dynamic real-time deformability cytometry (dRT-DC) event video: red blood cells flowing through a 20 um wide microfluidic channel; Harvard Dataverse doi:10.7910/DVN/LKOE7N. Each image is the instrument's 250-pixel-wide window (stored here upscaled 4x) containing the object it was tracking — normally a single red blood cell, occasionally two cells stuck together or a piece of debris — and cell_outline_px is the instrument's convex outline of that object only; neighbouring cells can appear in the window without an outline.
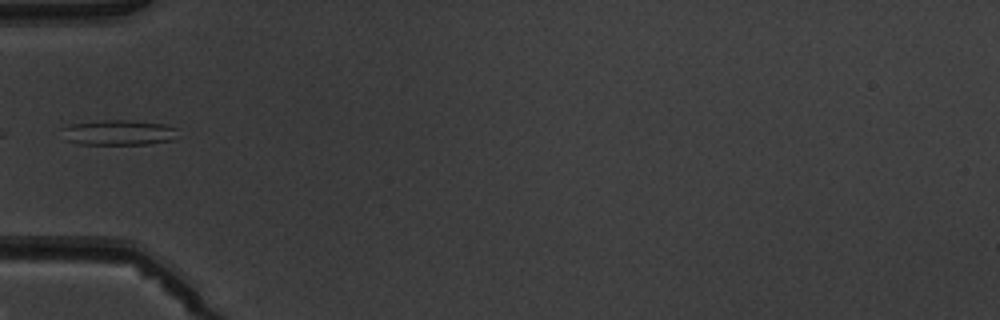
{"species": "common noctule bat (a hibernating species)", "species_latin": "Nyctalus noctula", "temperature_condition": "warm", "stored_images_in_passage": 4, "camera_frame_rate_fps": 3000, "um_per_image_px": 0.085, "animal": {"sex": "male", "body_mass_g": 19.5, "forearm_length_mm": 54.6}, "frame": {"image": 1, "passage_image": 3, "time_ms": 3.333, "image_size_px": [1000, 320], "cell_outline_px": [[176, 128], [172, 140], [148, 144], [80, 144], [64, 140], [60, 128], [72, 124], [104, 120], [132, 120], [164, 124]], "centroid_in_image_um": [10.01, 11.27], "position_along_channel_um": 75.0, "area_um2": 16.99}}